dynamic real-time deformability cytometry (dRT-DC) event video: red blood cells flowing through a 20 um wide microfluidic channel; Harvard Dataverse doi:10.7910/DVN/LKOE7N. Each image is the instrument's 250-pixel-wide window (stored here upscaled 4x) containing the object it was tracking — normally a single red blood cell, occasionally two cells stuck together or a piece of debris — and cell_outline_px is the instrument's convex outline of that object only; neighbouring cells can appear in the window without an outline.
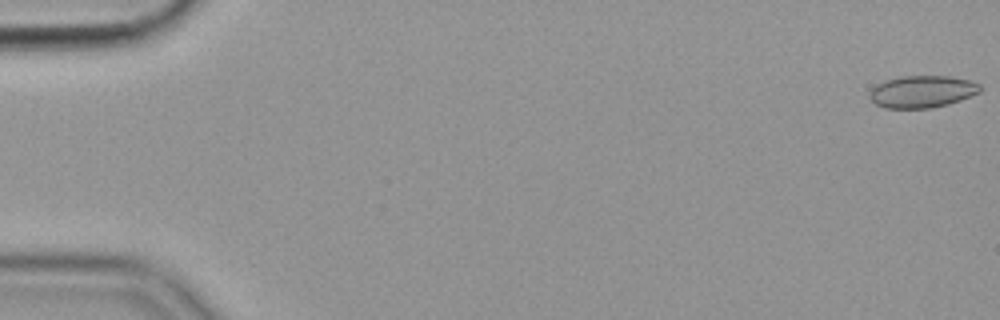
{"species": "common noctule bat (a hibernating species)", "species_latin": "Nyctalus noctula", "temperature_condition": "cold", "stored_images_in_passage": 57, "camera_frame_rate_fps": 3000, "um_per_image_px": 0.085, "animal": {"sex": "female", "body_mass_g": 19.9}, "frame": {"image": 1, "passage_image": 1, "time_ms": 0.0, "image_size_px": [1000, 320], "cell_outline_px": [[980, 92], [960, 100], [948, 104], [932, 108], [884, 108], [876, 104], [868, 96], [868, 92], [876, 84], [900, 76], [948, 76], [972, 80], [980, 84]], "centroid_in_image_um": [78.37, 7.78], "position_along_channel_um": 6.6, "area_um2": 20.75}}
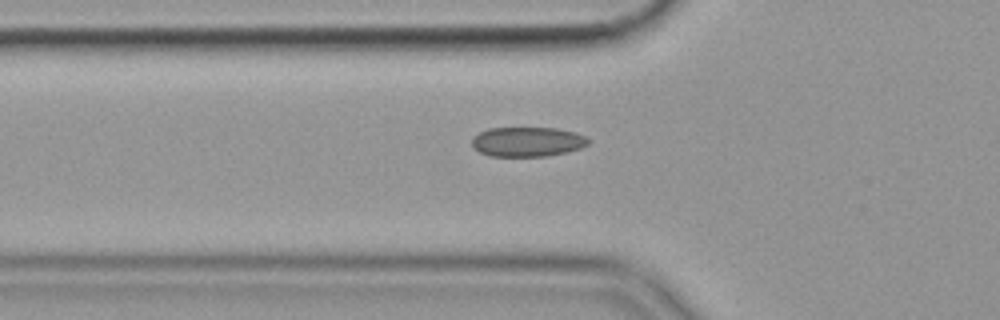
{"frame": {"image": 2, "passage_image": 20, "time_ms": 6.333, "image_size_px": [1000, 320], "cell_outline_px": [[592, 140], [588, 144], [580, 148], [568, 152], [548, 156], [488, 156], [472, 148], [472, 136], [488, 128], [556, 128], [576, 132]], "centroid_in_image_um": [44.83, 12.05], "position_along_channel_um": 81.0, "area_um2": 20.35}}
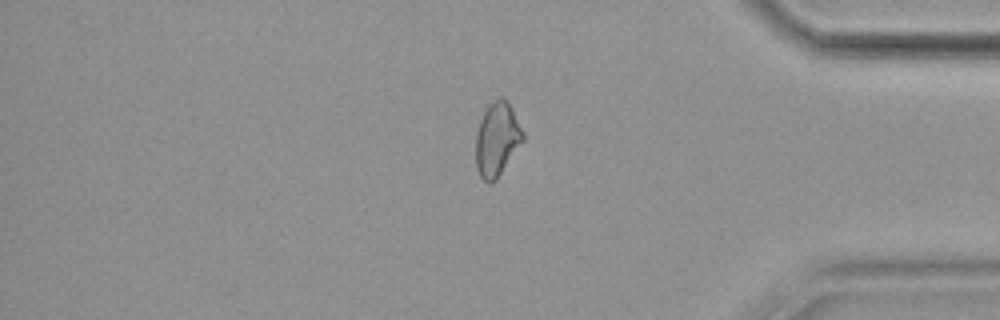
{"frame": {"image": 3, "passage_image": 48, "time_ms": 15.667, "image_size_px": [1000, 320], "cell_outline_px": [[524, 140], [496, 180], [492, 184], [488, 184], [480, 176], [476, 168], [476, 132], [480, 120], [488, 104], [500, 96], [504, 96], [508, 100], [524, 132]], "centroid_in_image_um": [42.25, 11.82], "position_along_channel_um": 392.9, "area_um2": 20.52}, "authors_computed_cell_mechanics": {"area_um2": 20.0566, "velocity_mm_per_s": 3.5775, "shape_relaxation_time_tau1_ms": 6.1355, "shape_relaxation_time_tau2_ms": 2.1215, "deformation_change_tau1": 0.0912, "deformation_change_tau2": 0.0717}}